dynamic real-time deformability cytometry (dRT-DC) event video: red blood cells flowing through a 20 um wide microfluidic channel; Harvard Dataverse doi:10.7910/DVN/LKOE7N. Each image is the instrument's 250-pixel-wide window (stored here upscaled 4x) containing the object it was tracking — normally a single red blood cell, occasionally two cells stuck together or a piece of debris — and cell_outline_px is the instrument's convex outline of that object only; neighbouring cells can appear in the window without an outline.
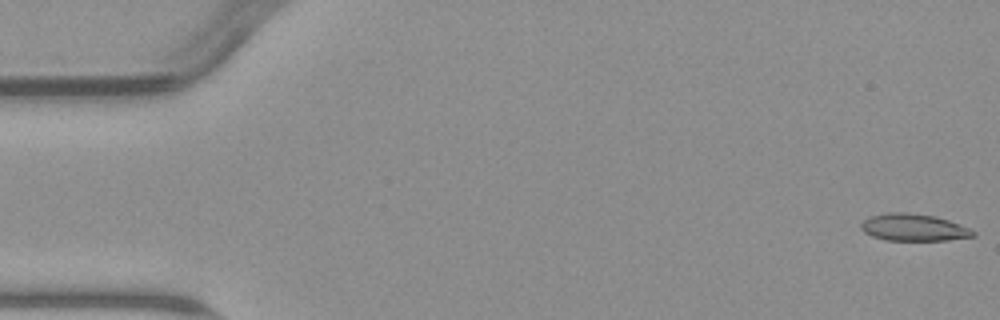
{"species": "common noctule bat (a hibernating species)", "species_latin": "Nyctalus noctula", "temperature_condition": "warm", "stored_images_in_passage": 6, "camera_frame_rate_fps": 3000, "um_per_image_px": 0.085, "animal": {"sex": "male", "body_mass_g": 23.1, "forearm_length_mm": 52.7}, "frame": {"image": 1, "passage_image": 1, "time_ms": 0.0, "image_size_px": [1000, 320], "cell_outline_px": [[976, 236], [948, 240], [884, 240], [872, 236], [864, 232], [860, 228], [860, 224], [868, 216], [888, 212], [904, 212], [936, 216], [972, 228], [976, 232]], "centroid_in_image_um": [77.67, 19.33], "position_along_channel_um": 7.3, "area_um2": 17.92}}
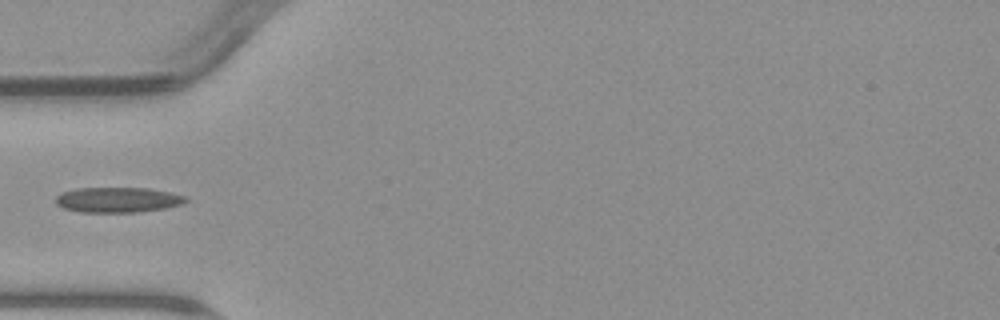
{"frame": {"image": 2, "passage_image": 5, "time_ms": 5.667, "image_size_px": [1000, 320], "cell_outline_px": [[188, 200], [184, 204], [164, 208], [136, 212], [80, 212], [64, 208], [56, 204], [56, 196], [64, 192], [76, 188], [148, 188], [188, 196]], "centroid_in_image_um": [10.04, 16.98], "position_along_channel_um": 75.0, "area_um2": 19.07}}
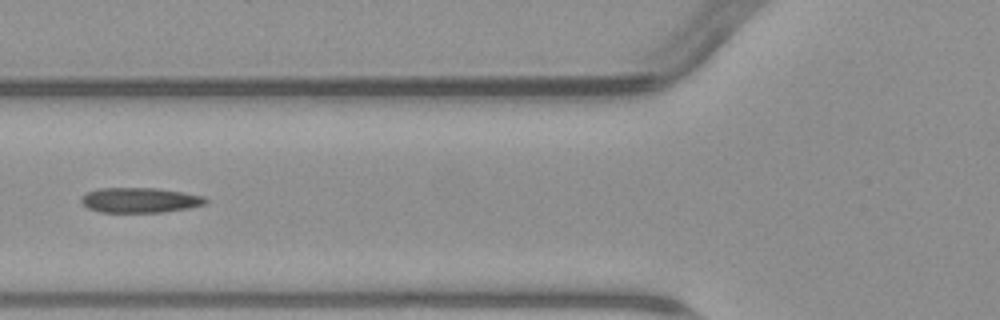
{"frame": {"image": 3, "passage_image": 6, "time_ms": 6.667, "image_size_px": [1000, 320], "cell_outline_px": [[208, 204], [188, 208], [164, 212], [100, 212], [88, 208], [80, 200], [88, 192], [100, 188], [156, 188], [184, 192], [204, 196], [208, 200]], "centroid_in_image_um": [11.96, 17.01], "position_along_channel_um": 113.8, "area_um2": 18.15}}